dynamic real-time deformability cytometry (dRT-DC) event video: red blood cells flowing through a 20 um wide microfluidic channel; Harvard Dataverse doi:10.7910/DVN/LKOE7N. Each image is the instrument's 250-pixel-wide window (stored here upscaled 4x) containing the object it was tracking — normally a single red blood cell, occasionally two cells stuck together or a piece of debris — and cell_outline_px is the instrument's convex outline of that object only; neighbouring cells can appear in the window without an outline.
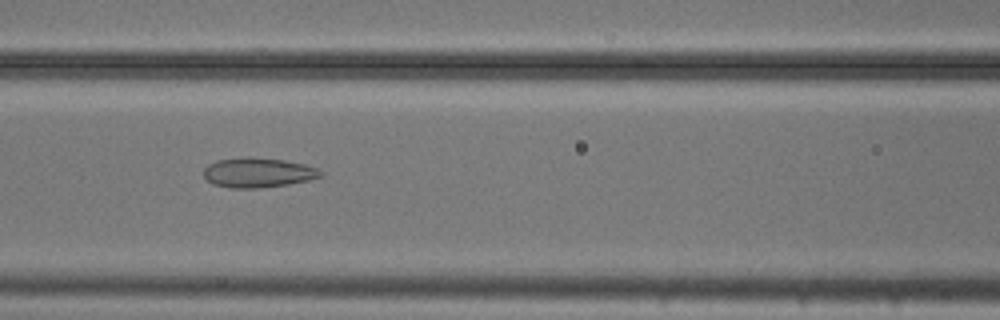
{"species": "common noctule bat (a hibernating species)", "species_latin": "Nyctalus noctula", "temperature_condition": "cold", "stored_images_in_passage": 39, "camera_frame_rate_fps": 3000, "um_per_image_px": 0.085, "animal": {"sex": "male", "body_mass_g": 20.5, "forearm_length_mm": 52.5}, "frame": {"image": 1, "passage_image": 8, "time_ms": 2.333, "image_size_px": [1000, 320], "cell_outline_px": [[324, 176], [308, 180], [288, 184], [260, 188], [232, 188], [212, 184], [204, 176], [204, 168], [208, 164], [216, 160], [248, 156], [284, 160], [304, 164], [316, 168], [324, 172]], "centroid_in_image_um": [21.93, 14.66], "position_along_channel_um": 144.7, "area_um2": 20.4}}
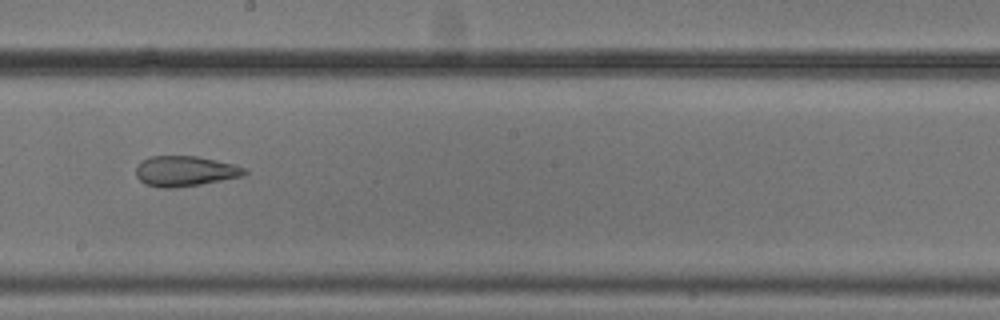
{"frame": {"image": 2, "passage_image": 15, "time_ms": 4.667, "image_size_px": [1000, 320], "cell_outline_px": [[248, 172], [244, 176], [200, 184], [172, 188], [160, 188], [144, 184], [136, 176], [136, 164], [140, 160], [148, 156], [196, 156], [236, 164], [244, 168]], "centroid_in_image_um": [15.69, 14.54], "position_along_channel_um": 232.5, "area_um2": 19.42}}
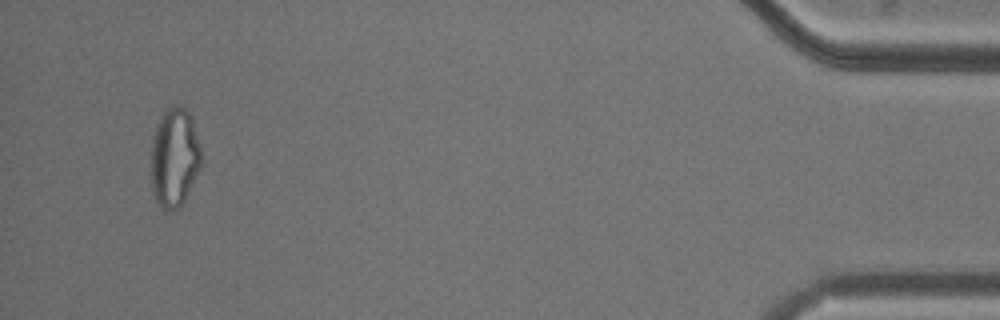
{"frame": {"image": 3, "passage_image": 36, "time_ms": 11.667, "image_size_px": [1000, 320], "cell_outline_px": [[200, 168], [184, 200], [172, 212], [164, 212], [156, 204], [152, 188], [152, 140], [156, 124], [160, 116], [172, 104], [180, 104], [188, 112], [192, 120], [200, 148]], "centroid_in_image_um": [14.8, 13.4], "position_along_channel_um": 420.4, "area_um2": 28.9}}